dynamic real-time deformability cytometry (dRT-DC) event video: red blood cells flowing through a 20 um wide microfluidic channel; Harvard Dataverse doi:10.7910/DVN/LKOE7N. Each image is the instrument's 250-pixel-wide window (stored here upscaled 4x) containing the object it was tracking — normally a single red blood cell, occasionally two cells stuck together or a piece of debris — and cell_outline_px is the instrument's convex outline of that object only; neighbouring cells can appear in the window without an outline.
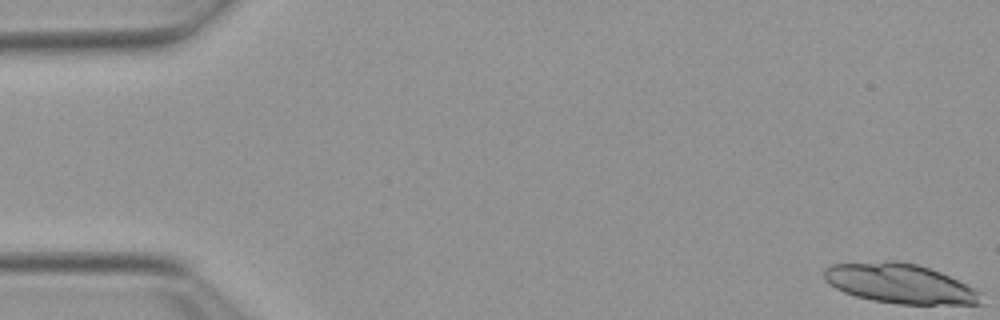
{"species": "Egyptian fruit bat (a non-hibernating species)", "species_latin": "Rousettus aegyptiacus", "temperature_condition": "warm", "stored_images_in_passage": 21, "camera_frame_rate_fps": 3000, "um_per_image_px": 0.085, "animal": {"sex": "female"}, "frame": {"image": 1, "passage_image": 1, "time_ms": 0.0, "image_size_px": [1000, 320], "cell_outline_px": [[984, 304], [900, 304], [872, 300], [856, 296], [844, 292], [828, 284], [824, 280], [824, 268], [832, 264], [888, 260], [896, 260], [916, 264], [940, 272], [976, 288], [980, 292]], "centroid_in_image_um": [76.49, 24.1], "position_along_channel_um": 8.5, "area_um2": 36.41}}